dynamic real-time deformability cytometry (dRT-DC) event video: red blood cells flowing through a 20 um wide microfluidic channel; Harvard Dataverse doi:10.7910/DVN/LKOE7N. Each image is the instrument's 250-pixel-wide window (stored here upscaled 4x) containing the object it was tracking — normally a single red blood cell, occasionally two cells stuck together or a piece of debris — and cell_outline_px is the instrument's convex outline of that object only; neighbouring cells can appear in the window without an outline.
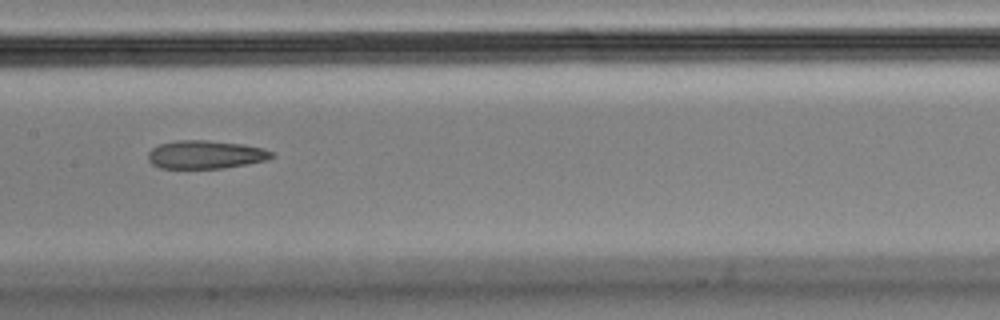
{"species": "Egyptian fruit bat (a non-hibernating species)", "species_latin": "Rousettus aegyptiacus", "temperature_condition": "cold", "stored_images_in_passage": 13, "segment_of_instrument_passage": [2, 2], "camera_frame_rate_fps": 3000, "um_per_image_px": 0.085, "animal": {"sex": "male"}, "frame": {"image": 1, "passage_image": 8, "time_ms": 2.333, "image_size_px": [1000, 320], "cell_outline_px": [[276, 156], [268, 160], [248, 164], [224, 168], [160, 168], [152, 164], [148, 160], [148, 152], [152, 148], [160, 144], [176, 140], [208, 140], [244, 144], [264, 148], [276, 152]], "centroid_in_image_um": [17.54, 13.13], "position_along_channel_um": 189.9, "area_um2": 20.69}}
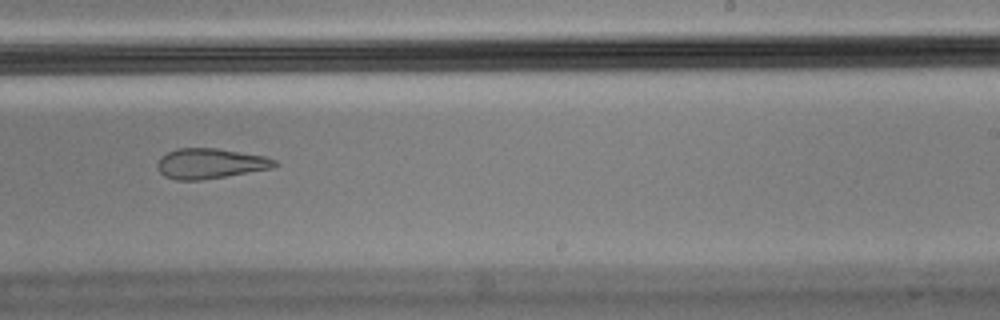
{"frame": {"image": 2, "passage_image": 10, "time_ms": 3.0, "image_size_px": [1000, 320], "cell_outline_px": [[280, 164], [272, 168], [200, 180], [176, 180], [164, 176], [156, 168], [156, 164], [160, 156], [176, 148], [216, 148], [264, 156], [276, 160]], "centroid_in_image_um": [17.83, 13.89], "position_along_channel_um": 271.2, "area_um2": 20.63}}